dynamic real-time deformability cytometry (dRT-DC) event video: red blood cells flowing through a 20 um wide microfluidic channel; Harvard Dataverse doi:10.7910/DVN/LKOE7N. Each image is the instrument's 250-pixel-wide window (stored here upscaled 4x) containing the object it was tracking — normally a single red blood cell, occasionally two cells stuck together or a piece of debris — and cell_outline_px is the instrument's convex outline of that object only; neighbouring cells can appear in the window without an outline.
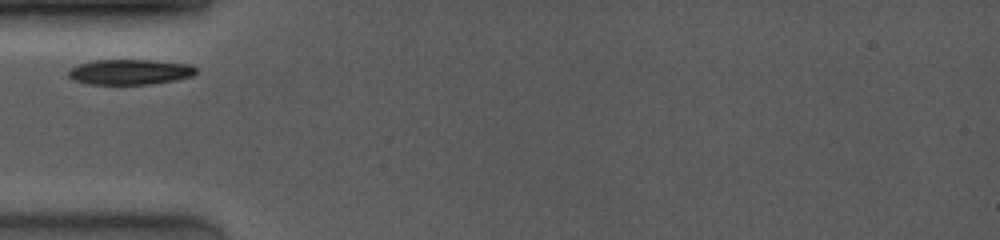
{"species": "common noctule bat (a hibernating species)", "species_latin": "Nyctalus noctula", "temperature_condition": "room temperature", "stored_images_in_passage": 1, "camera_frame_rate_fps": 4000, "um_per_image_px": 0.085, "animal": {"sex": "female", "body_mass_g": 19.0, "forearm_length_mm": 53.3}, "frame": {"image": 1, "passage_image": 1, "time_ms": 0.0, "image_size_px": [1000, 240], "cell_outline_px": [[196, 72], [192, 76], [176, 80], [152, 84], [88, 84], [72, 80], [68, 76], [68, 72], [72, 68], [80, 64], [96, 60], [152, 60], [192, 64], [196, 68]], "centroid_in_image_um": [11.07, 6.12], "position_along_channel_um": 73.9, "area_um2": 18.84}}